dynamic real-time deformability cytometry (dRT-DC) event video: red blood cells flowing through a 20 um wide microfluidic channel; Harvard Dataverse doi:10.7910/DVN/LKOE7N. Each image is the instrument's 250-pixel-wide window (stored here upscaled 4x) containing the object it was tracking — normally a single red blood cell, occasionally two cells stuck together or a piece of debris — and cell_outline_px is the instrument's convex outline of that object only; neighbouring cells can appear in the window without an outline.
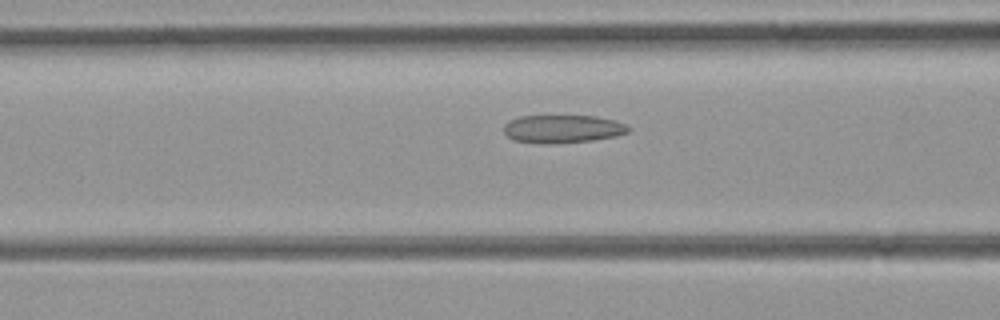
{"species": "common noctule bat (a hibernating species)", "species_latin": "Nyctalus noctula", "temperature_condition": "room temperature", "stored_images_in_passage": 26, "camera_frame_rate_fps": 3000, "um_per_image_px": 0.085, "animal": {"sex": "female", "body_mass_g": 21.9}, "frame": {"image": 1, "passage_image": 5, "time_ms": 1.333, "image_size_px": [1000, 320], "cell_outline_px": [[632, 128], [628, 132], [616, 136], [592, 140], [552, 144], [540, 144], [516, 140], [508, 136], [504, 132], [504, 124], [508, 120], [520, 116], [596, 116], [616, 120]], "centroid_in_image_um": [47.83, 10.95], "position_along_channel_um": 118.8, "area_um2": 20.46}}
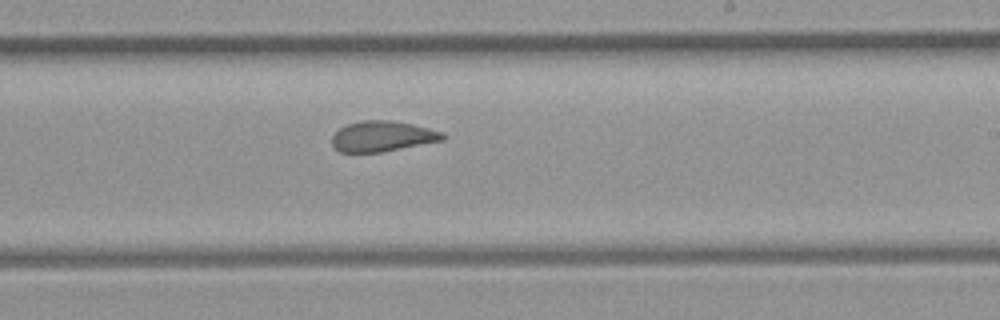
{"frame": {"image": 2, "passage_image": 15, "time_ms": 4.667, "image_size_px": [1000, 320], "cell_outline_px": [[444, 140], [380, 152], [340, 152], [332, 144], [332, 136], [340, 128], [348, 124], [364, 120], [392, 120], [412, 124], [444, 132]], "centroid_in_image_um": [32.51, 11.58], "position_along_channel_um": 256.5, "area_um2": 19.48}}
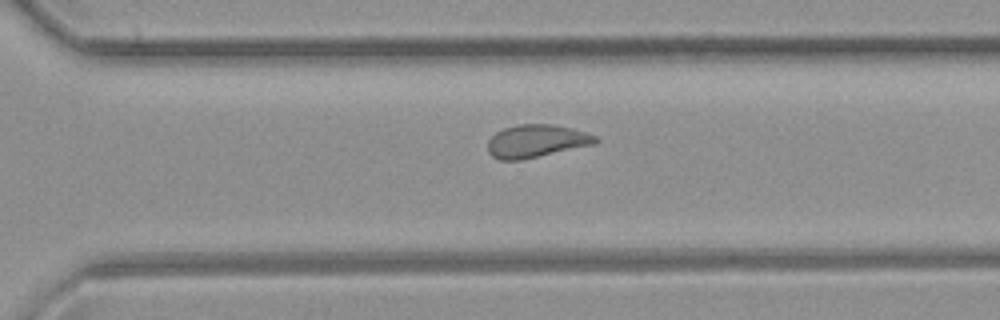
{"frame": {"image": 3, "passage_image": 20, "time_ms": 6.333, "image_size_px": [1000, 320], "cell_outline_px": [[600, 140], [596, 144], [524, 160], [500, 160], [492, 156], [488, 152], [488, 140], [496, 132], [504, 128], [516, 124], [552, 124], [572, 128], [596, 136]], "centroid_in_image_um": [45.6, 12.0], "position_along_channel_um": 325.0, "area_um2": 20.87}}